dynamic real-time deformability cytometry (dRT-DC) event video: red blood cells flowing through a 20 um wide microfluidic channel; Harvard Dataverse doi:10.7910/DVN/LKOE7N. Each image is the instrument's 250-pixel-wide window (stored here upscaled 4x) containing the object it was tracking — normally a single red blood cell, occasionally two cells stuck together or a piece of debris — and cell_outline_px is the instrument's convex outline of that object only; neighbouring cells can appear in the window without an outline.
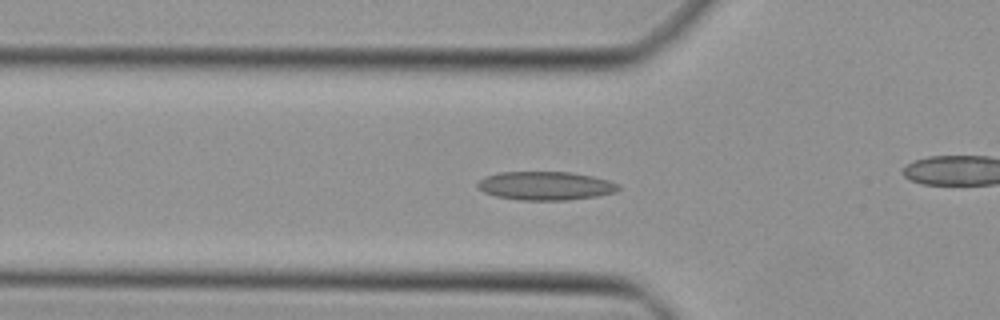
{"species": "Egyptian fruit bat (a non-hibernating species)", "species_latin": "Rousettus aegyptiacus", "temperature_condition": "cold", "stored_images_in_passage": 37, "camera_frame_rate_fps": 3000, "um_per_image_px": 0.085, "animal": {"sex": "female"}, "frame": {"image": 1, "passage_image": 15, "time_ms": 4.667, "image_size_px": [1000, 320], "cell_outline_px": [[620, 188], [616, 192], [596, 196], [568, 200], [520, 200], [496, 196], [484, 192], [476, 188], [476, 184], [484, 176], [500, 172], [568, 172], [592, 176], [608, 180], [620, 184]], "centroid_in_image_um": [46.35, 15.79], "position_along_channel_um": 79.4, "area_um2": 23.52}}
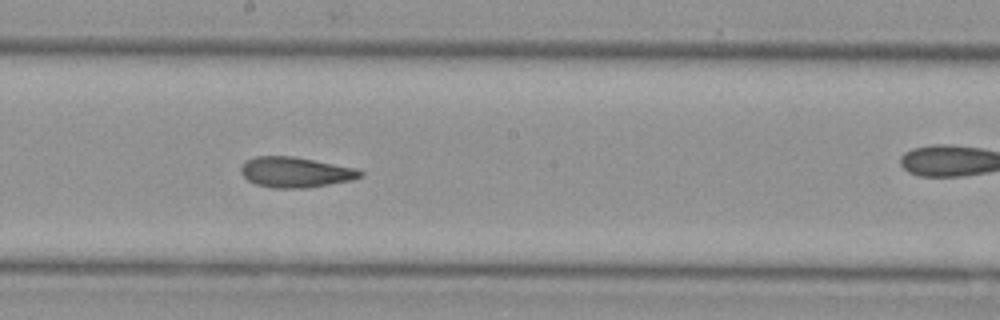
{"frame": {"image": 2, "passage_image": 25, "time_ms": 8.0, "image_size_px": [1000, 320], "cell_outline_px": [[364, 176], [352, 180], [304, 188], [272, 188], [256, 184], [248, 180], [240, 172], [240, 168], [248, 160], [256, 156], [292, 156], [360, 168], [364, 172]], "centroid_in_image_um": [25.17, 14.63], "position_along_channel_um": 223.0, "area_um2": 21.21}}
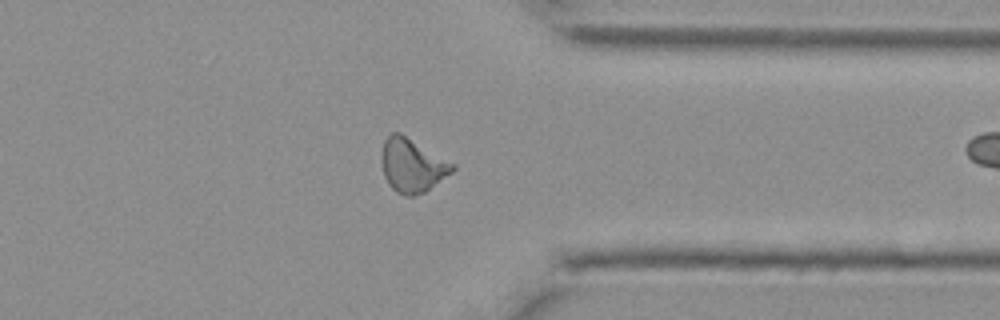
{"frame": {"image": 3, "passage_image": 36, "time_ms": 11.667, "image_size_px": [1000, 320], "cell_outline_px": [[456, 168], [452, 172], [424, 192], [416, 196], [404, 196], [396, 192], [388, 184], [384, 176], [380, 160], [380, 156], [384, 140], [392, 132], [400, 132], [456, 164]], "centroid_in_image_um": [35.01, 14.05], "position_along_channel_um": 376.4, "area_um2": 22.43}}